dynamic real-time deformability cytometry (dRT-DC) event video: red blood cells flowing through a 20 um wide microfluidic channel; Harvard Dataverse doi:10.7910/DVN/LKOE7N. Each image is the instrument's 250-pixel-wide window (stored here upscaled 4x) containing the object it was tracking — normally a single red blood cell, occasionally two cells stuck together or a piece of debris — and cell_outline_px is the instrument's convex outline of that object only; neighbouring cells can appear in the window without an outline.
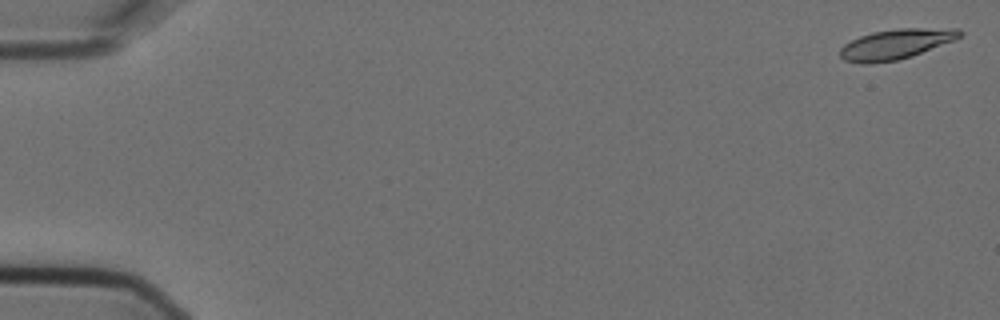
{"species": "Egyptian fruit bat (a non-hibernating species)", "species_latin": "Rousettus aegyptiacus", "temperature_condition": "cold", "stored_images_in_passage": 10, "camera_frame_rate_fps": 3000, "um_per_image_px": 0.085, "animal": {"sex": "female"}, "frame": {"image": 1, "passage_image": 1, "time_ms": 0.0, "image_size_px": [1000, 320], "cell_outline_px": [[964, 32], [956, 40], [912, 56], [896, 60], [868, 64], [860, 64], [844, 60], [840, 56], [840, 48], [844, 44], [860, 36], [872, 32], [896, 28], [960, 28]], "centroid_in_image_um": [76.17, 3.74], "position_along_channel_um": 8.8, "area_um2": 21.21}}
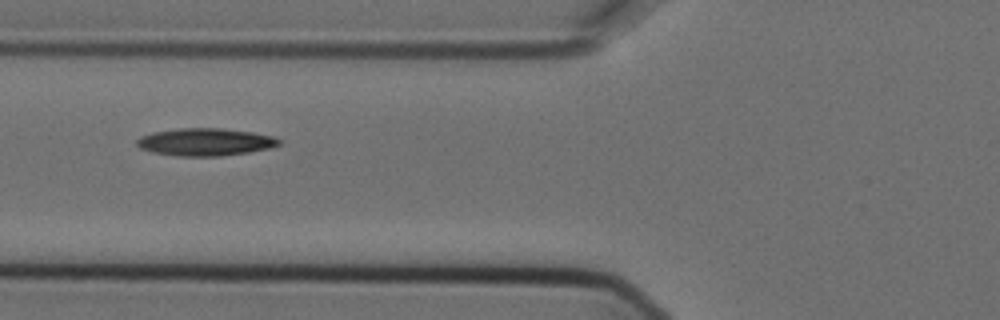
{"frame": {"image": 2, "passage_image": 6, "time_ms": 1.667, "image_size_px": [1000, 320], "cell_outline_px": [[280, 144], [268, 148], [248, 152], [220, 156], [180, 156], [152, 152], [140, 148], [136, 144], [136, 140], [140, 136], [152, 132], [180, 128], [220, 128], [252, 132], [272, 136], [280, 140]], "centroid_in_image_um": [17.4, 12.06], "position_along_channel_um": 108.4, "area_um2": 22.66}}
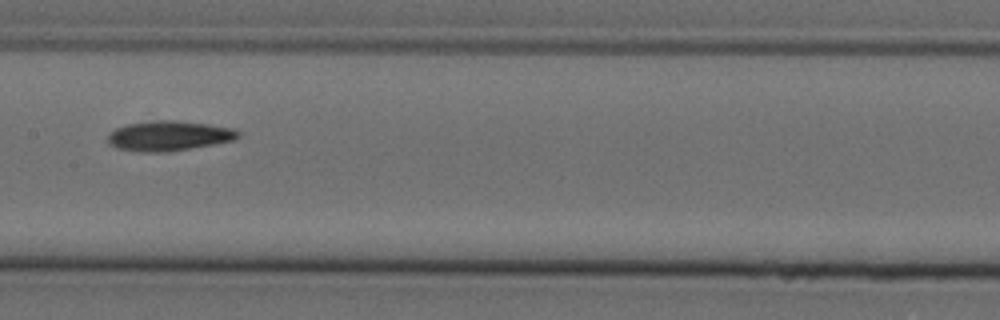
{"frame": {"image": 3, "passage_image": 8, "time_ms": 2.333, "image_size_px": [1000, 320], "cell_outline_px": [[240, 136], [236, 140], [168, 152], [140, 152], [116, 148], [108, 144], [108, 132], [116, 128], [128, 124], [160, 120], [172, 120], [208, 124], [232, 128], [240, 132]], "centroid_in_image_um": [14.34, 11.55], "position_along_channel_um": 193.1, "area_um2": 22.77}}